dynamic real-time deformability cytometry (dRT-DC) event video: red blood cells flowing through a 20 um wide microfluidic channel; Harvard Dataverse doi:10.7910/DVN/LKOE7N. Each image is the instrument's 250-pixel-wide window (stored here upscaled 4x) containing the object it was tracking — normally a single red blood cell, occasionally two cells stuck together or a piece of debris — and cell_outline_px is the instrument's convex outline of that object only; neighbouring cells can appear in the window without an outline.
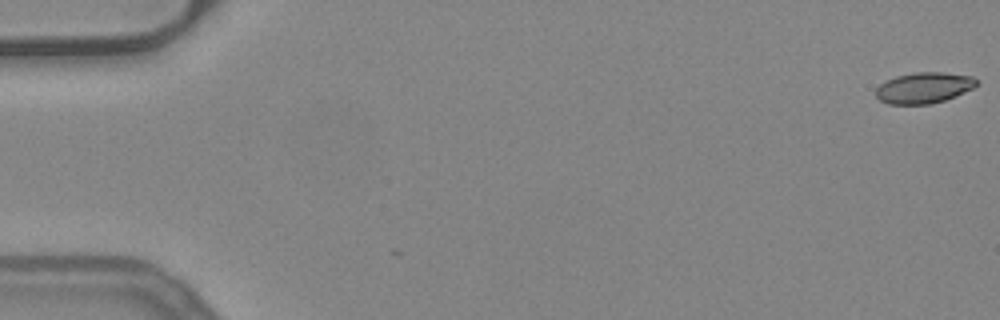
{"species": "common noctule bat (a hibernating species)", "species_latin": "Nyctalus noctula", "temperature_condition": "warm", "stored_images_in_passage": 3, "camera_frame_rate_fps": 3000, "um_per_image_px": 0.085, "animal": {"sex": "female", "body_mass_g": 24.6, "forearm_length_mm": 56.2}, "frame": {"image": 1, "passage_image": 3, "time_ms": 0.667, "image_size_px": [1000, 320], "cell_outline_px": [[976, 84], [972, 88], [956, 96], [944, 100], [928, 104], [888, 104], [880, 100], [876, 96], [876, 88], [880, 84], [896, 76], [916, 72], [944, 72], [972, 76], [976, 80]], "centroid_in_image_um": [78.51, 7.46], "position_along_channel_um": 6.5, "area_um2": 17.98}}